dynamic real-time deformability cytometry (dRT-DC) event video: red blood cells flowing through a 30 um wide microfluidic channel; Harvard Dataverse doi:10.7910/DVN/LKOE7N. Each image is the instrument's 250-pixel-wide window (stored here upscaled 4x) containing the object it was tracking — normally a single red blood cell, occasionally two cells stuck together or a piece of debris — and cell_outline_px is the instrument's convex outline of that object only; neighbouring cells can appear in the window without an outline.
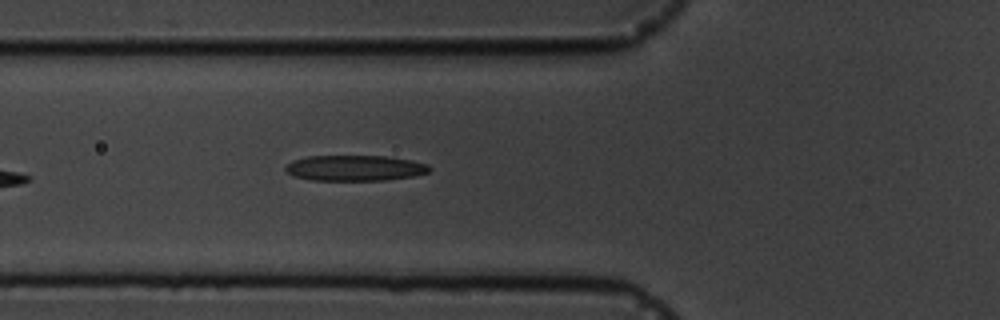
{"species": "common noctule bat (a hibernating species)", "species_latin": "Nyctalus noctula", "temperature_condition": "cold", "stored_images_in_passage": 5, "camera_frame_rate_fps": 3000, "um_per_image_px": 0.085, "animal": {"sex": "male", "body_mass_g": 19.5, "forearm_length_mm": 54.6}, "frame": {"image": 1, "passage_image": 5, "time_ms": 6.333, "image_size_px": [1000, 320], "cell_outline_px": [[432, 168], [428, 172], [416, 176], [384, 180], [308, 180], [292, 176], [284, 168], [292, 160], [308, 156], [392, 156], [412, 160], [428, 164]], "centroid_in_image_um": [30.19, 14.28], "position_along_channel_um": 95.6, "area_um2": 21.73}}